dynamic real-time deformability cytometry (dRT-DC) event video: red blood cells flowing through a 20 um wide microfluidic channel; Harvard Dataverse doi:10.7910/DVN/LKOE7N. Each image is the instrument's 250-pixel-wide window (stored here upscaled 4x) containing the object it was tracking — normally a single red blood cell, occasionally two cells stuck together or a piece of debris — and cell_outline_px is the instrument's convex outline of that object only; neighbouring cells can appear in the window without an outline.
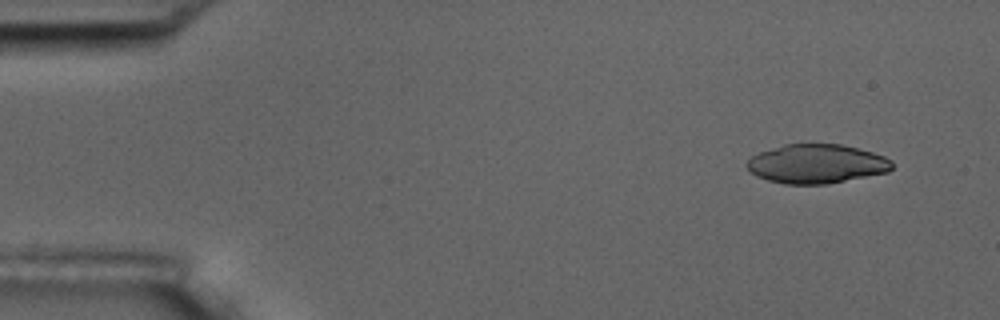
{"species": "common noctule bat (a hibernating species)", "species_latin": "Nyctalus noctula", "temperature_condition": "room temperature", "stored_images_in_passage": 5, "camera_frame_rate_fps": 3000, "um_per_image_px": 0.085, "animal": {"sex": "male", "body_mass_g": 17.5, "forearm_length_mm": 52.3}, "frame": {"image": 1, "passage_image": 2, "time_ms": 1.333, "image_size_px": [1000, 320], "cell_outline_px": [[892, 168], [888, 172], [824, 184], [784, 184], [768, 180], [756, 176], [744, 164], [752, 156], [760, 152], [784, 144], [840, 144], [872, 152], [884, 156], [892, 160]], "centroid_in_image_um": [69.39, 13.92], "position_along_channel_um": 15.6, "area_um2": 32.83}}